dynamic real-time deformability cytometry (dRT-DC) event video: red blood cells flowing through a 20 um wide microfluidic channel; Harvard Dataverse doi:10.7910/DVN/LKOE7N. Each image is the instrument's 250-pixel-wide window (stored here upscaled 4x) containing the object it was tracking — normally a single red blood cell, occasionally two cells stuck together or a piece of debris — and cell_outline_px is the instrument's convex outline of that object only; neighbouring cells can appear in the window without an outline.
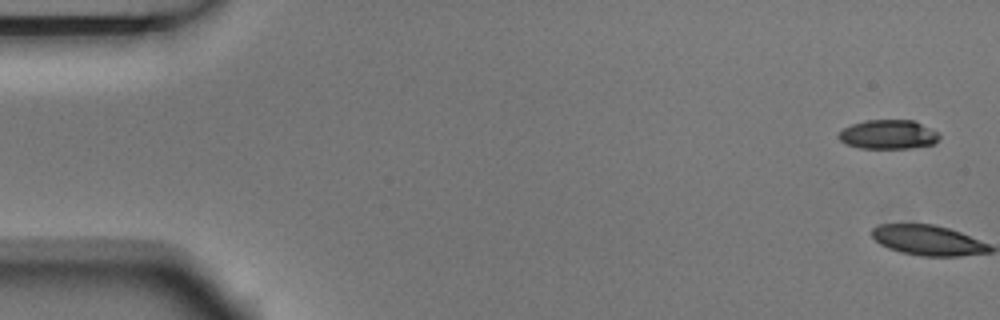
{"species": "Egyptian fruit bat (a non-hibernating species)", "species_latin": "Rousettus aegyptiacus", "temperature_condition": "room temperature", "stored_images_in_passage": 10, "camera_frame_rate_fps": 3000, "um_per_image_px": 0.085, "animal": {"sex": "male"}, "frame": {"image": 1, "passage_image": 1, "time_ms": 0.0, "image_size_px": [1000, 320], "cell_outline_px": [[940, 136], [936, 144], [912, 148], [860, 148], [844, 144], [836, 136], [844, 128], [852, 124], [864, 120], [912, 120], [940, 132]], "centroid_in_image_um": [75.52, 11.44], "position_along_channel_um": 9.5, "area_um2": 17.34}}
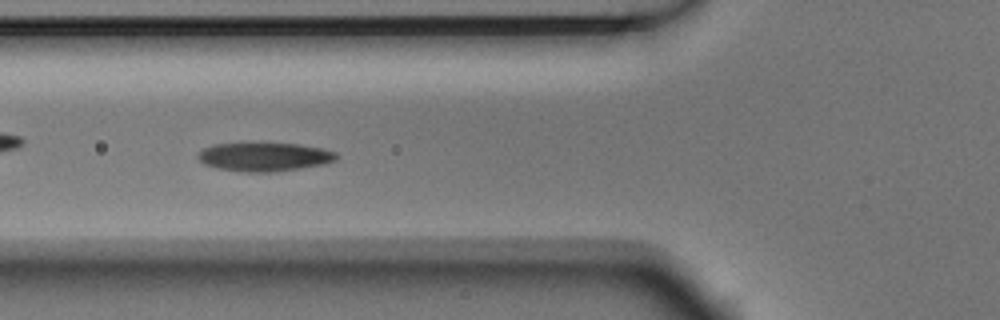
{"frame": {"image": 2, "passage_image": 6, "time_ms": 1.667, "image_size_px": [1000, 320], "cell_outline_px": [[340, 156], [336, 160], [324, 164], [276, 172], [240, 172], [216, 168], [204, 164], [196, 156], [204, 148], [216, 144], [260, 140], [300, 144], [324, 148], [336, 152]], "centroid_in_image_um": [22.49, 13.29], "position_along_channel_um": 103.3, "area_um2": 24.33}}
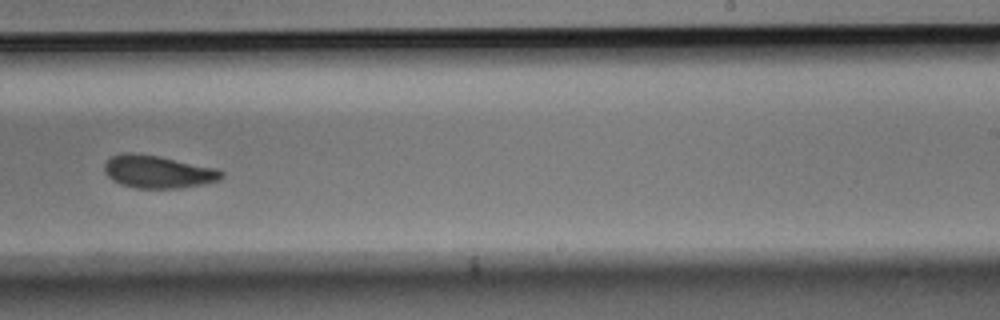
{"frame": {"image": 3, "passage_image": 10, "time_ms": 3.0, "image_size_px": [1000, 320], "cell_outline_px": [[224, 176], [220, 180], [204, 184], [180, 188], [136, 188], [120, 184], [112, 180], [104, 172], [104, 164], [112, 156], [120, 152], [132, 152], [160, 156], [220, 168], [224, 172]], "centroid_in_image_um": [13.46, 14.59], "position_along_channel_um": 275.5, "area_um2": 22.77}}